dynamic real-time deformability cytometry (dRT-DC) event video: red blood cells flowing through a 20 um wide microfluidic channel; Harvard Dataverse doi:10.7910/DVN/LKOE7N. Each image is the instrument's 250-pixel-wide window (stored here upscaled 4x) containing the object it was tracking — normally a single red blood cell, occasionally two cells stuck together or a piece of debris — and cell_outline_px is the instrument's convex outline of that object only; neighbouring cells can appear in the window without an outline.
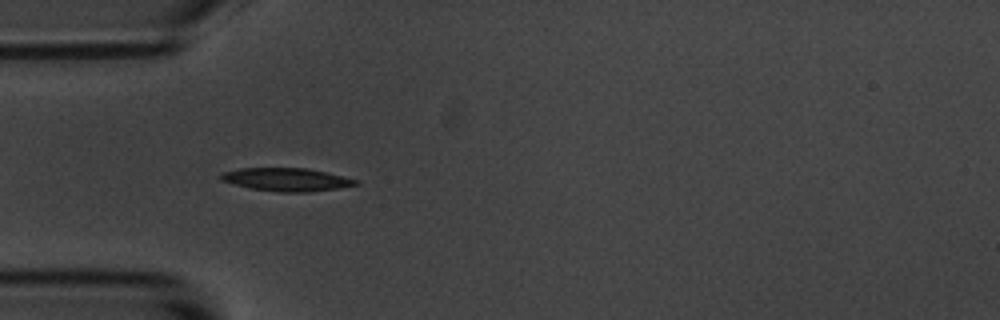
{"species": "common noctule bat (a hibernating species)", "species_latin": "Nyctalus noctula", "temperature_condition": "room temperature", "stored_images_in_passage": 8, "camera_frame_rate_fps": 3000, "um_per_image_px": 0.085, "animal": {"sex": "male", "body_mass_g": 20.1, "forearm_length_mm": 53.5}, "frame": {"image": 1, "passage_image": 5, "time_ms": 5.333, "image_size_px": [1000, 320], "cell_outline_px": [[360, 184], [336, 188], [308, 192], [280, 192], [248, 188], [220, 180], [216, 176], [220, 172], [240, 168], [308, 168], [360, 180]], "centroid_in_image_um": [24.3, 15.25], "position_along_channel_um": 60.7, "area_um2": 18.32}}
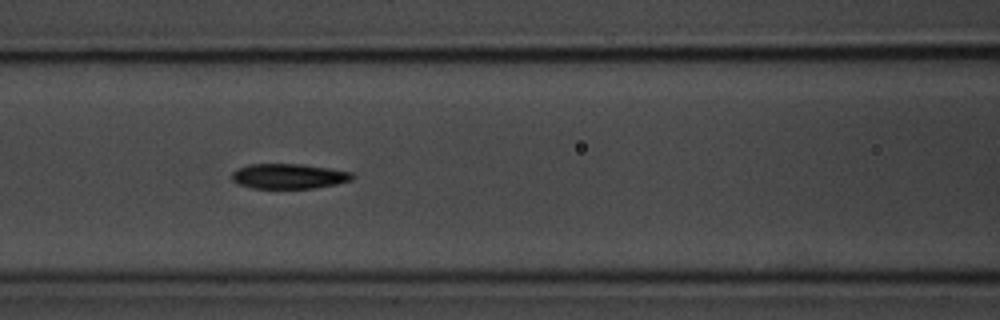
{"frame": {"image": 2, "passage_image": 7, "time_ms": 7.667, "image_size_px": [1000, 320], "cell_outline_px": [[356, 176], [352, 180], [336, 184], [316, 188], [252, 188], [236, 184], [232, 180], [232, 172], [236, 168], [248, 164], [300, 164], [328, 168], [352, 172]], "centroid_in_image_um": [24.53, 14.98], "position_along_channel_um": 142.1, "area_um2": 17.74}}
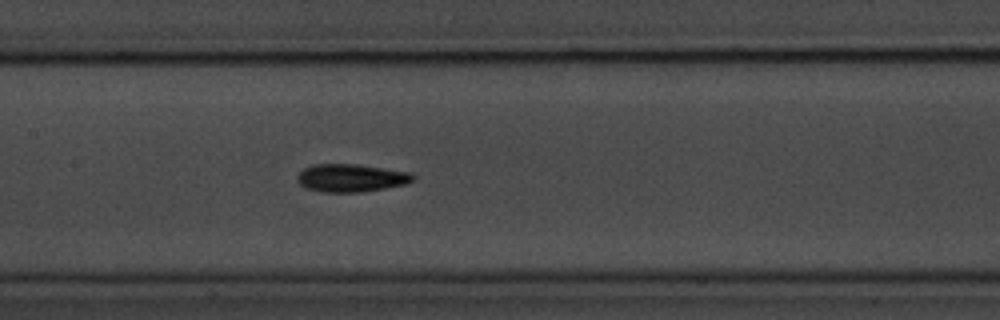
{"frame": {"image": 3, "passage_image": 8, "time_ms": 8.667, "image_size_px": [1000, 320], "cell_outline_px": [[416, 176], [412, 180], [404, 184], [364, 192], [320, 192], [304, 188], [296, 180], [296, 176], [304, 168], [312, 164], [356, 164], [412, 172]], "centroid_in_image_um": [29.8, 15.12], "position_along_channel_um": 177.6, "area_um2": 18.96}}